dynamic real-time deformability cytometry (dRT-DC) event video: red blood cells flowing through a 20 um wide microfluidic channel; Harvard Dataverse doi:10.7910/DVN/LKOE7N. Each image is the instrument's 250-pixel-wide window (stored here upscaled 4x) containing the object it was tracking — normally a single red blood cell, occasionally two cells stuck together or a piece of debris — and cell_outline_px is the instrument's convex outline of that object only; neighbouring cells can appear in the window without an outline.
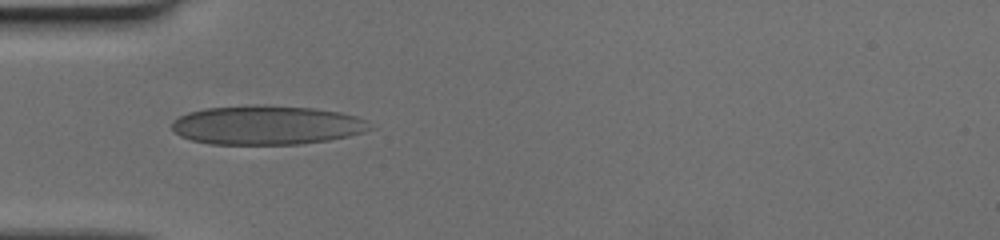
{"species": "human", "species_latin": "Homo sapiens", "temperature_condition": "cold", "stored_images_in_passage": 36, "camera_frame_rate_fps": 3000, "um_per_image_px": 0.085, "donor": {"sex": "female"}, "frame": {"image": 1, "passage_image": 1, "time_ms": 0.0, "image_size_px": [1000, 240], "cell_outline_px": [[376, 128], [364, 132], [348, 136], [328, 140], [300, 144], [212, 144], [192, 140], [180, 136], [172, 128], [172, 120], [188, 112], [204, 108], [252, 104], [264, 104], [316, 108], [340, 112], [356, 116], [368, 120]], "centroid_in_image_um": [22.71, 10.62], "position_along_channel_um": 62.3, "area_um2": 45.72}}
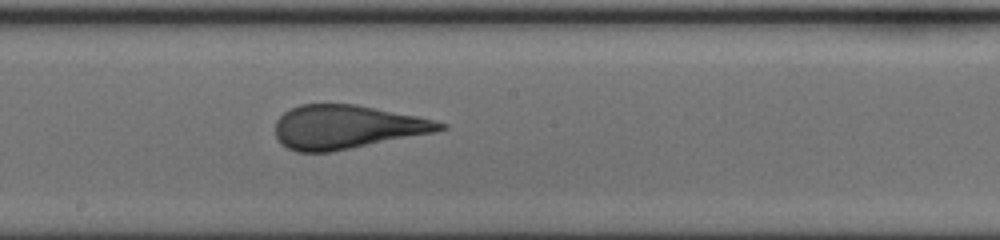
{"frame": {"image": 2, "passage_image": 13, "time_ms": 4.0, "image_size_px": [1000, 240], "cell_outline_px": [[448, 128], [436, 132], [328, 152], [296, 152], [280, 144], [276, 136], [276, 120], [284, 112], [300, 104], [356, 104], [416, 116], [448, 124]], "centroid_in_image_um": [29.45, 10.79], "position_along_channel_um": 218.7, "area_um2": 41.67}}
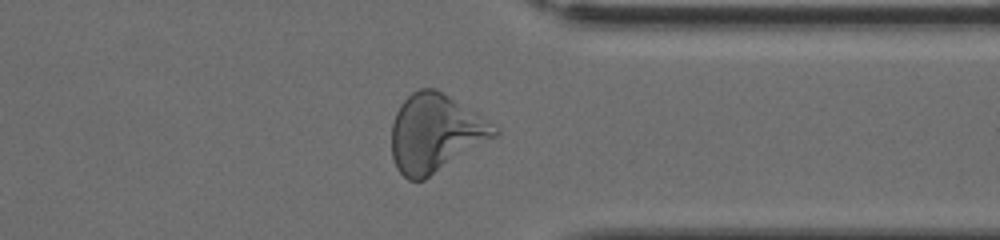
{"frame": {"image": 3, "passage_image": 25, "time_ms": 8.0, "image_size_px": [1000, 240], "cell_outline_px": [[500, 132], [496, 136], [424, 180], [408, 180], [396, 168], [392, 156], [392, 124], [396, 112], [400, 104], [412, 92], [420, 88], [436, 88], [500, 128]], "centroid_in_image_um": [36.98, 11.32], "position_along_channel_um": 374.4, "area_um2": 46.3}}